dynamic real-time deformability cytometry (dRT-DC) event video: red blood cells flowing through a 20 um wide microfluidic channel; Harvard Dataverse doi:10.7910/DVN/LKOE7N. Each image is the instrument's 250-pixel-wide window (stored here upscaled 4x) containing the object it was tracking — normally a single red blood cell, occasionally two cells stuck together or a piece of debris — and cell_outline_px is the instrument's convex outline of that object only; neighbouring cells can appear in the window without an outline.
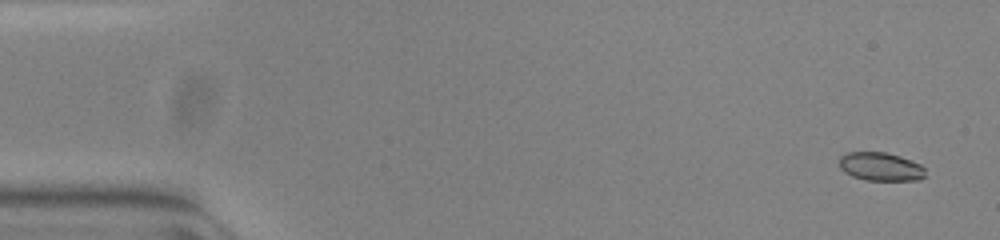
{"species": "common noctule bat (a hibernating species)", "species_latin": "Nyctalus noctula", "temperature_condition": "warm", "stored_images_in_passage": 54, "camera_frame_rate_fps": 3000, "um_per_image_px": 0.085, "animal": {"sex": "female", "body_mass_g": 23.0, "forearm_length_mm": 53.4}, "frame": {"image": 1, "passage_image": 3, "time_ms": 0.667, "image_size_px": [1000, 240], "cell_outline_px": [[924, 176], [920, 180], [868, 180], [852, 176], [844, 172], [840, 168], [840, 156], [848, 152], [884, 152], [900, 156], [920, 164], [924, 168]], "centroid_in_image_um": [74.84, 14.16], "position_along_channel_um": 10.2, "area_um2": 14.16}}
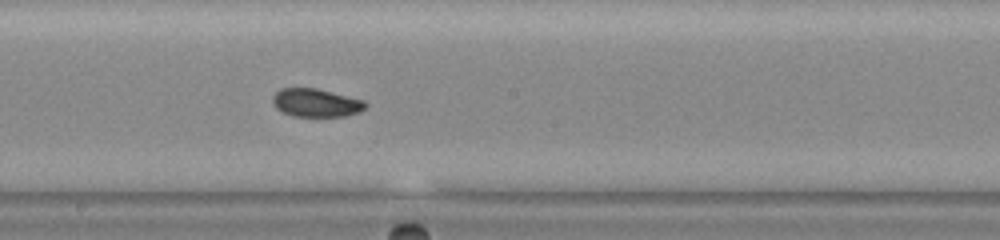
{"frame": {"image": 2, "passage_image": 30, "time_ms": 9.667, "image_size_px": [1000, 240], "cell_outline_px": [[368, 104], [360, 112], [344, 116], [292, 116], [276, 108], [272, 104], [272, 96], [280, 88], [316, 88], [364, 100]], "centroid_in_image_um": [26.84, 8.73], "position_along_channel_um": 221.4, "area_um2": 15.26}}
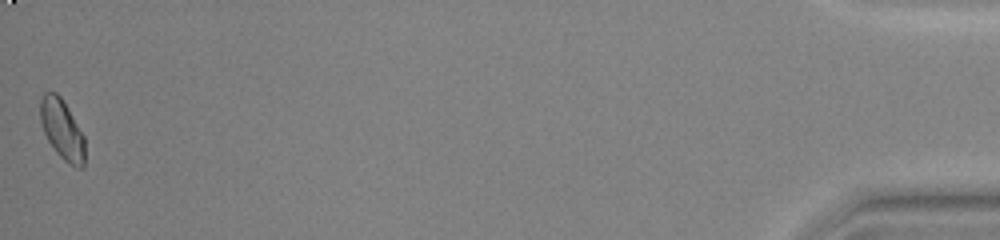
{"frame": {"image": 3, "passage_image": 54, "time_ms": 17.667, "image_size_px": [1000, 240], "cell_outline_px": [[84, 164], [80, 168], [76, 168], [68, 164], [56, 152], [48, 140], [44, 132], [40, 120], [40, 100], [44, 92], [56, 92], [60, 96], [68, 108], [84, 136]], "centroid_in_image_um": [5.27, 11.0], "position_along_channel_um": 429.9, "area_um2": 15.49}}